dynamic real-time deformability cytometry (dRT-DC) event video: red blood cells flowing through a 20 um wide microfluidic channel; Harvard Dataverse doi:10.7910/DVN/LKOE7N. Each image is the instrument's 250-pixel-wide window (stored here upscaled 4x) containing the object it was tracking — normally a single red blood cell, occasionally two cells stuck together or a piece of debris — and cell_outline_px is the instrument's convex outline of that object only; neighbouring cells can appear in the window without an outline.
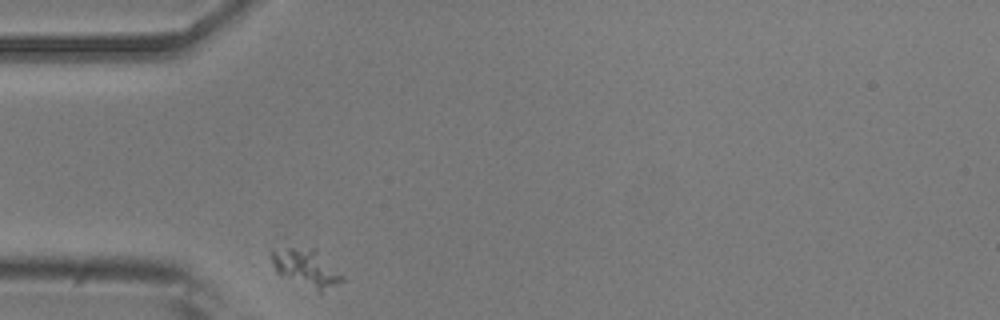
{"species": "common noctule bat (a hibernating species)", "species_latin": "Nyctalus noctula", "temperature_condition": "room temperature", "stored_images_in_passage": 34, "camera_frame_rate_fps": 3000, "um_per_image_px": 0.085, "animal": {"sex": "male", "body_mass_g": 20.5, "forearm_length_mm": 52.5}, "frame": {"image": 1, "passage_image": 1, "time_ms": 0.0, "image_size_px": [1000, 320], "cell_outline_px": [[344, 280], [320, 292], [276, 272], [268, 256], [268, 252], [272, 248], [316, 248], [344, 276]], "centroid_in_image_um": [25.98, 22.71], "position_along_channel_um": 59.0, "area_um2": 15.43}}
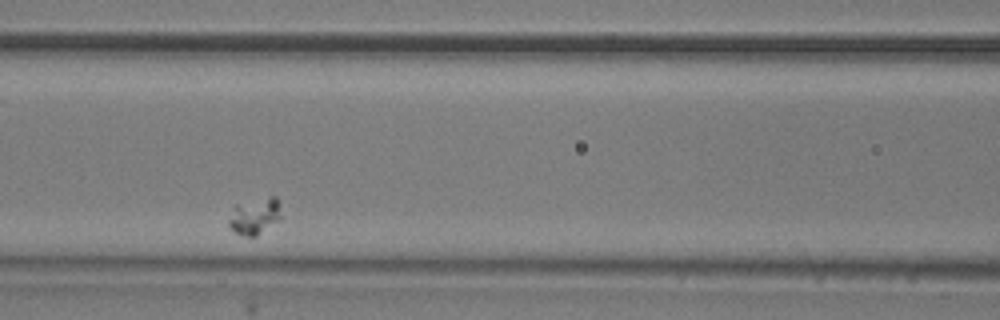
{"frame": {"image": 2, "passage_image": 10, "time_ms": 3.0, "image_size_px": [1000, 320], "cell_outline_px": [[280, 220], [256, 236], [248, 236], [236, 232], [228, 224], [228, 220], [236, 204], [268, 196], [276, 196], [280, 200]], "centroid_in_image_um": [21.7, 18.34], "position_along_channel_um": 144.9, "area_um2": 11.1}}
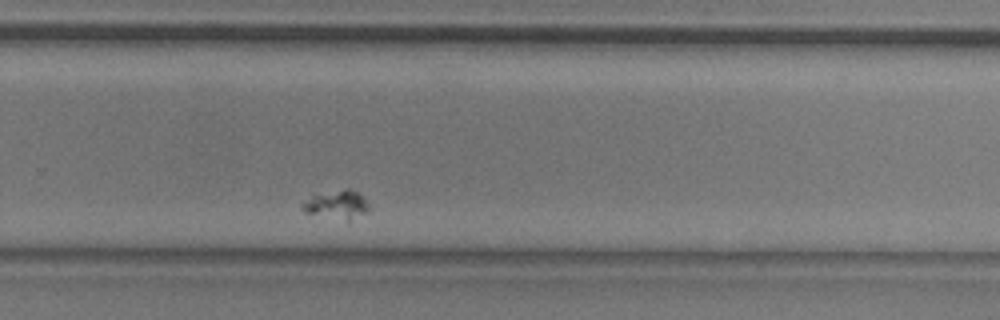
{"frame": {"image": 3, "passage_image": 25, "time_ms": 8.0, "image_size_px": [1000, 320], "cell_outline_px": [[368, 208], [364, 212], [348, 224], [304, 212], [300, 208], [300, 204], [316, 196], [344, 188], [348, 188], [360, 192], [368, 204]], "centroid_in_image_um": [28.65, 17.46], "position_along_channel_um": 301.1, "area_um2": 11.33}}